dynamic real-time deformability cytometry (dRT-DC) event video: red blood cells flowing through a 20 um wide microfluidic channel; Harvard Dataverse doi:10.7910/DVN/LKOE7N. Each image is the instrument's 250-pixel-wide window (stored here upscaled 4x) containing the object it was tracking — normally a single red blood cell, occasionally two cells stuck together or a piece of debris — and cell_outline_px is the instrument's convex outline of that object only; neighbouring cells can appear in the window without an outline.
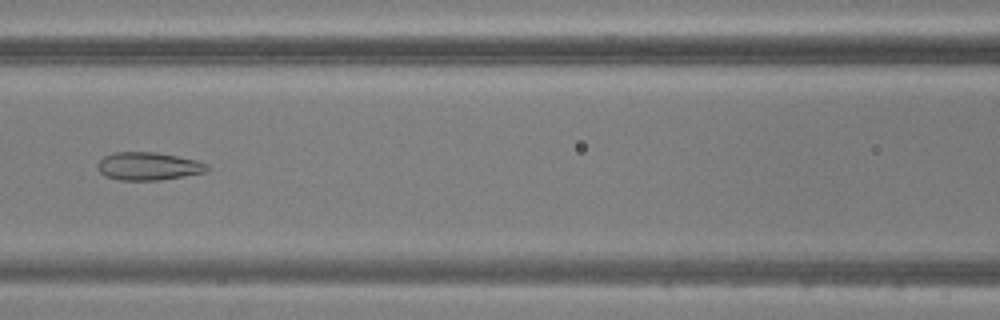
{"species": "common noctule bat (a hibernating species)", "species_latin": "Nyctalus noctula", "temperature_condition": "warm", "stored_images_in_passage": 34, "camera_frame_rate_fps": 3000, "um_per_image_px": 0.085, "animal": {"sex": "male", "body_mass_g": 20.5, "forearm_length_mm": 52.5}, "frame": {"image": 1, "passage_image": 15, "time_ms": 4.667, "image_size_px": [1000, 320], "cell_outline_px": [[208, 168], [204, 172], [160, 180], [120, 180], [104, 176], [96, 168], [96, 164], [104, 156], [112, 152], [156, 152], [196, 160], [208, 164]], "centroid_in_image_um": [12.55, 14.12], "position_along_channel_um": 154.1, "area_um2": 17.8}}
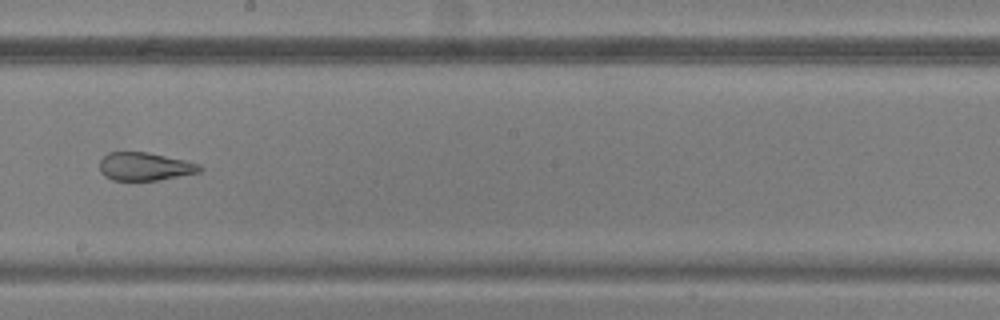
{"frame": {"image": 2, "passage_image": 21, "time_ms": 6.667, "image_size_px": [1000, 320], "cell_outline_px": [[204, 168], [200, 172], [160, 180], [112, 180], [104, 176], [100, 172], [100, 160], [108, 152], [148, 152], [184, 160], [200, 164]], "centroid_in_image_um": [12.32, 14.15], "position_along_channel_um": 235.9, "area_um2": 16.47}}
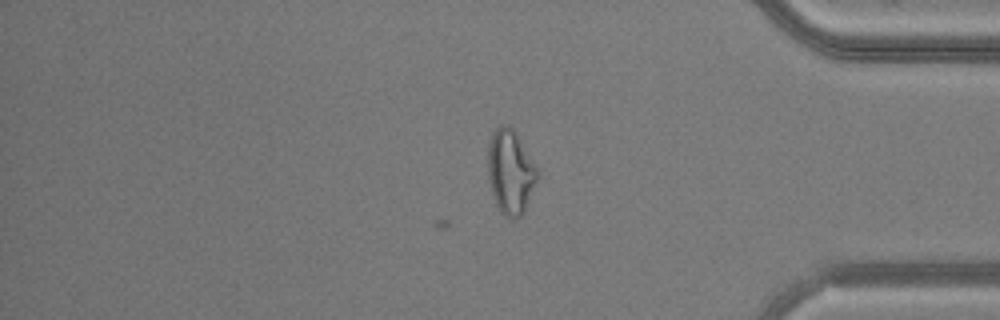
{"frame": {"image": 3, "passage_image": 34, "time_ms": 11.0, "image_size_px": [1000, 320], "cell_outline_px": [[540, 176], [524, 212], [520, 216], [512, 220], [504, 216], [496, 204], [492, 192], [488, 176], [488, 144], [496, 128], [500, 124], [508, 124], [516, 132], [540, 168]], "centroid_in_image_um": [43.44, 14.6], "position_along_channel_um": 391.8, "area_um2": 24.91}}